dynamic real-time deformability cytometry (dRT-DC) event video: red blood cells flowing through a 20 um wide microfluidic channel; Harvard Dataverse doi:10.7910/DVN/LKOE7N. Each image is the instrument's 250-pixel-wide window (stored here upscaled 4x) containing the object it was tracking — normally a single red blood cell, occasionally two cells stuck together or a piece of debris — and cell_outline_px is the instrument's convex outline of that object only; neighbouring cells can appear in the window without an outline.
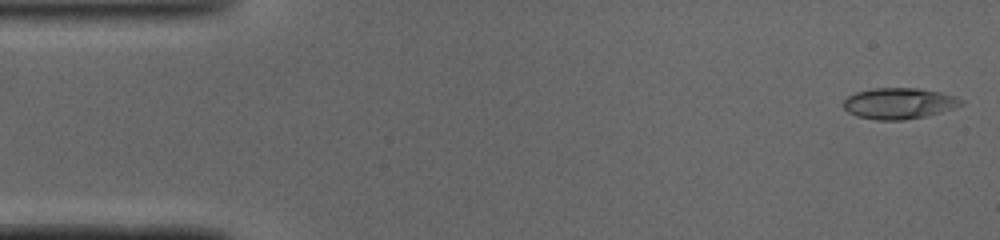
{"species": "common noctule bat (a hibernating species)", "species_latin": "Nyctalus noctula", "temperature_condition": "cold", "stored_images_in_passage": 48, "camera_frame_rate_fps": 3000, "um_per_image_px": 0.085, "animal": {"sex": "male", "body_mass_g": 19.0, "forearm_length_mm": 50.8}, "frame": {"image": 1, "passage_image": 1, "time_ms": 0.0, "image_size_px": [1000, 240], "cell_outline_px": [[964, 104], [928, 116], [904, 120], [876, 120], [856, 116], [848, 112], [840, 104], [848, 96], [856, 92], [872, 88], [916, 88], [940, 92], [956, 96], [964, 100]], "centroid_in_image_um": [76.39, 8.79], "position_along_channel_um": 8.6, "area_um2": 21.5}}
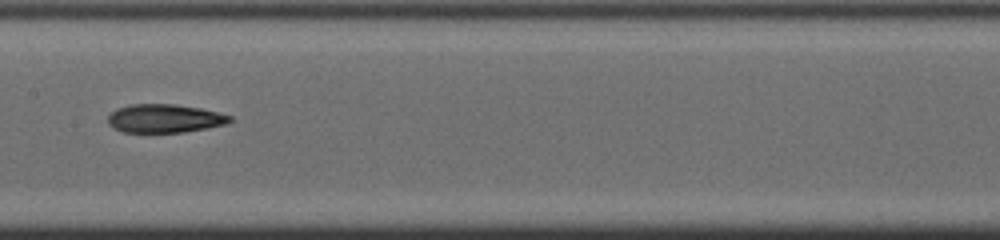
{"frame": {"image": 2, "passage_image": 23, "time_ms": 7.333, "image_size_px": [1000, 240], "cell_outline_px": [[232, 120], [224, 124], [208, 128], [184, 132], [124, 132], [112, 128], [108, 124], [108, 116], [116, 108], [132, 104], [172, 104], [200, 108], [220, 112], [232, 116]], "centroid_in_image_um": [13.98, 10.07], "position_along_channel_um": 193.4, "area_um2": 20.29}}
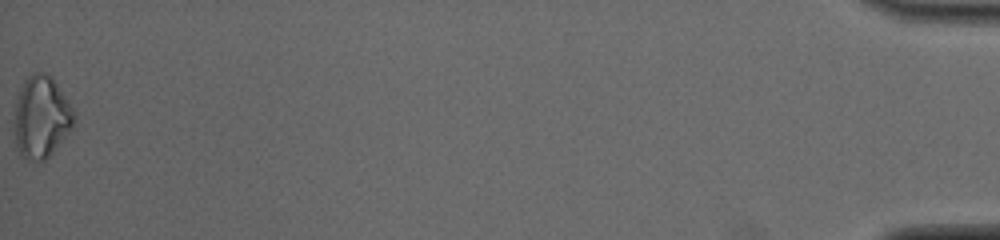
{"frame": {"image": 3, "passage_image": 48, "time_ms": 15.667, "image_size_px": [1000, 240], "cell_outline_px": [[76, 112], [72, 124], [68, 132], [52, 152], [44, 160], [36, 164], [20, 156], [16, 144], [16, 100], [24, 80], [32, 72], [44, 72], [52, 76]], "centroid_in_image_um": [3.52, 9.94], "position_along_channel_um": 431.7, "area_um2": 28.32}, "authors_computed_cell_mechanics": {"area_um2": 20.7213, "velocity_mm_per_s": 4.1255, "shape_relaxation_time_tau1_ms": null, "shape_relaxation_time_tau2_ms": 6.7226, "deformation_change_tau1": null, "deformation_change_tau2": 0.1554}}